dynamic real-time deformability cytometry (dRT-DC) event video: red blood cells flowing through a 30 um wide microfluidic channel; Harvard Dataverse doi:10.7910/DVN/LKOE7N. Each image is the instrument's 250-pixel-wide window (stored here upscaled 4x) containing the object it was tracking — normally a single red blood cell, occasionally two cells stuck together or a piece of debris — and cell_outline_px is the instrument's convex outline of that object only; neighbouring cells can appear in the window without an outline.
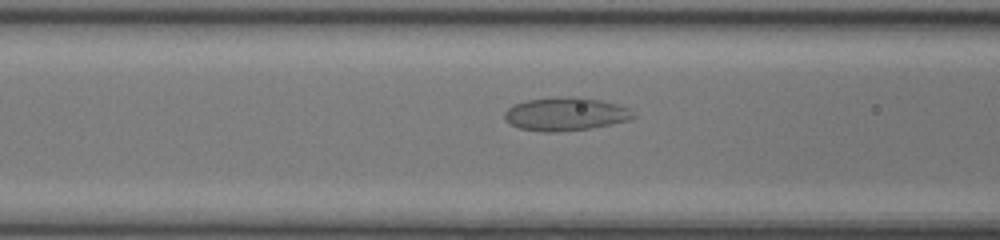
{"species": "common noctule bat (a hibernating species)", "species_latin": "Nyctalus noctula", "temperature_condition": "room temperature", "stored_images_in_passage": 37, "camera_frame_rate_fps": 3000, "um_per_image_px": 0.085, "animal": {"sex": "female", "body_mass_g": 17.0, "forearm_length_mm": 48.0}, "frame": {"image": 1, "passage_image": 7, "time_ms": 2.0, "image_size_px": [1000, 240], "cell_outline_px": [[636, 116], [628, 120], [612, 124], [592, 128], [556, 132], [544, 132], [520, 128], [512, 124], [504, 116], [504, 112], [508, 108], [516, 104], [528, 100], [560, 96], [584, 96], [616, 104], [628, 108]], "centroid_in_image_um": [48.1, 9.68], "position_along_channel_um": 118.5, "area_um2": 24.91}}
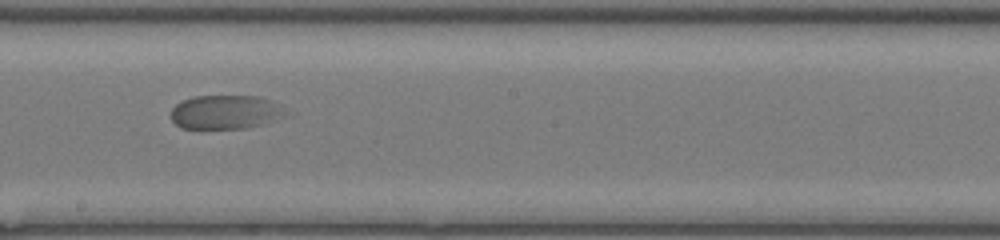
{"frame": {"image": 2, "passage_image": 15, "time_ms": 4.667, "image_size_px": [1000, 240], "cell_outline_px": [[284, 116], [260, 124], [244, 128], [180, 128], [172, 120], [172, 108], [176, 104], [192, 96], [256, 96], [268, 100]], "centroid_in_image_um": [19.01, 9.53], "position_along_channel_um": 229.2, "area_um2": 21.73}}
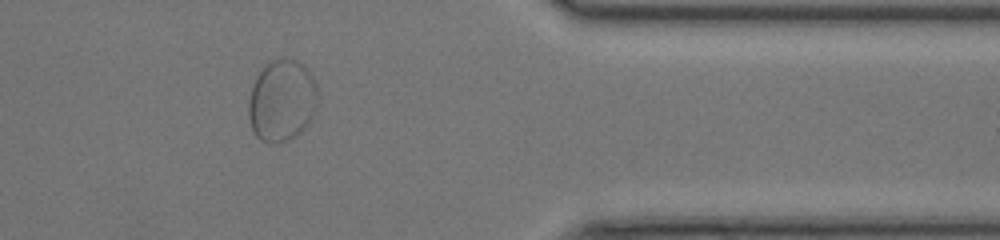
{"frame": {"image": 3, "passage_image": 28, "time_ms": 9.0, "image_size_px": [1000, 240], "cell_outline_px": [[316, 108], [312, 120], [304, 128], [288, 140], [276, 144], [268, 144], [260, 140], [252, 132], [248, 116], [248, 100], [256, 76], [264, 64], [268, 60], [296, 60], [304, 64], [308, 68], [316, 84]], "centroid_in_image_um": [23.93, 8.57], "position_along_channel_um": 387.5, "area_um2": 33.29}}